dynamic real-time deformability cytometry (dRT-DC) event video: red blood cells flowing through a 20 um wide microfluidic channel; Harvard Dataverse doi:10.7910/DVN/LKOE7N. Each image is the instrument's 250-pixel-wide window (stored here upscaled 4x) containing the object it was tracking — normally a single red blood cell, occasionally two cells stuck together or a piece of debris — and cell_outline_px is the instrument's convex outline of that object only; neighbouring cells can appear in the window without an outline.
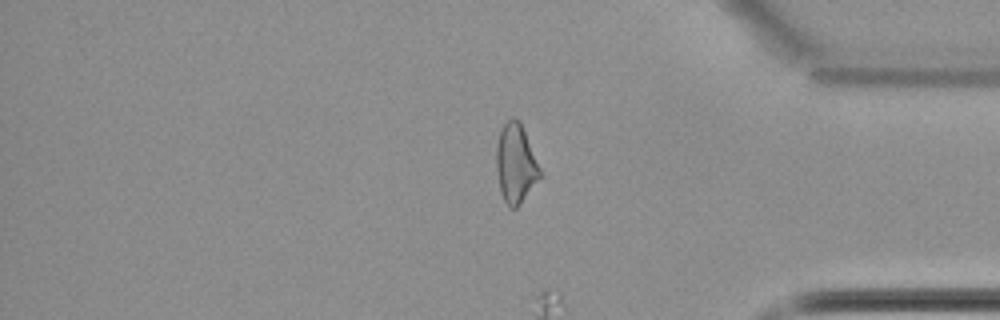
{"species": "common noctule bat (a hibernating species)", "species_latin": "Nyctalus noctula", "temperature_condition": "cold", "stored_images_in_passage": 47, "camera_frame_rate_fps": 3000, "um_per_image_px": 0.085, "animal": {"sex": "female", "body_mass_g": 22.7, "forearm_length_mm": 54.2}, "frame": {"image": 1, "passage_image": 37, "time_ms": 12.0, "image_size_px": [1000, 320], "cell_outline_px": [[540, 176], [520, 204], [516, 208], [508, 208], [500, 192], [496, 168], [496, 148], [500, 132], [504, 124], [512, 116], [520, 120], [540, 168]], "centroid_in_image_um": [43.81, 13.9], "position_along_channel_um": 391.4, "area_um2": 19.88}}